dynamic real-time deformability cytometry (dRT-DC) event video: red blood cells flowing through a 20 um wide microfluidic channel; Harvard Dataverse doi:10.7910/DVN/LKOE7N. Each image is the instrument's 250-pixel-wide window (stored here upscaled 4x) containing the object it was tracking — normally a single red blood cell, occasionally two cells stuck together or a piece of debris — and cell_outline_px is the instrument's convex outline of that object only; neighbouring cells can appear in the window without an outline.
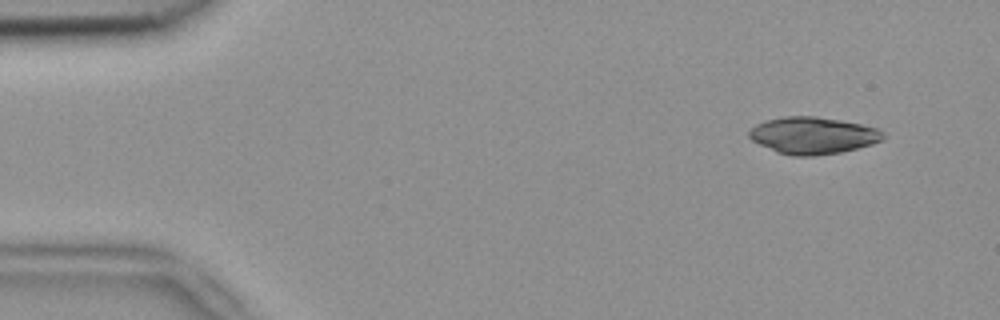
{"species": "common noctule bat (a hibernating species)", "species_latin": "Nyctalus noctula", "temperature_condition": "room temperature", "stored_images_in_passage": 3, "camera_frame_rate_fps": 3000, "um_per_image_px": 0.085, "animal": {"sex": "female", "body_mass_g": 18.4}, "frame": {"image": 1, "passage_image": 1, "time_ms": 0.0, "image_size_px": [1000, 320], "cell_outline_px": [[884, 140], [872, 144], [840, 152], [812, 156], [792, 156], [776, 152], [752, 140], [748, 136], [748, 132], [756, 124], [764, 120], [784, 116], [816, 116], [840, 120], [860, 124], [876, 128], [884, 132]], "centroid_in_image_um": [69.08, 11.51], "position_along_channel_um": 15.9, "area_um2": 28.84}}